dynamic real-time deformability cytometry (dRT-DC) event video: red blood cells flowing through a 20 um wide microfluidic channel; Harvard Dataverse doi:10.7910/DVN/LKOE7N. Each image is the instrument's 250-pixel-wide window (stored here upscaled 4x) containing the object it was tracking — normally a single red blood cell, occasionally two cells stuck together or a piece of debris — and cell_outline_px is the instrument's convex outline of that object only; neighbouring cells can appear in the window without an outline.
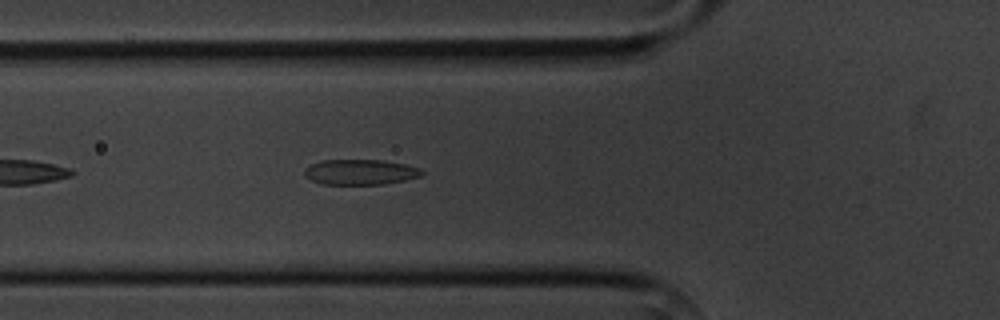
{"species": "common noctule bat (a hibernating species)", "species_latin": "Nyctalus noctula", "temperature_condition": "cold", "stored_images_in_passage": 5, "camera_frame_rate_fps": 3000, "um_per_image_px": 0.085, "animal": {"sex": "male", "body_mass_g": 20.1, "forearm_length_mm": 53.5}, "frame": {"image": 1, "passage_image": 5, "time_ms": 4.667, "image_size_px": [1000, 320], "cell_outline_px": [[424, 172], [420, 176], [404, 180], [384, 184], [320, 184], [312, 180], [304, 172], [304, 168], [320, 160], [380, 160], [404, 164], [420, 168]], "centroid_in_image_um": [30.62, 14.62], "position_along_channel_um": 95.2, "area_um2": 17.17}}